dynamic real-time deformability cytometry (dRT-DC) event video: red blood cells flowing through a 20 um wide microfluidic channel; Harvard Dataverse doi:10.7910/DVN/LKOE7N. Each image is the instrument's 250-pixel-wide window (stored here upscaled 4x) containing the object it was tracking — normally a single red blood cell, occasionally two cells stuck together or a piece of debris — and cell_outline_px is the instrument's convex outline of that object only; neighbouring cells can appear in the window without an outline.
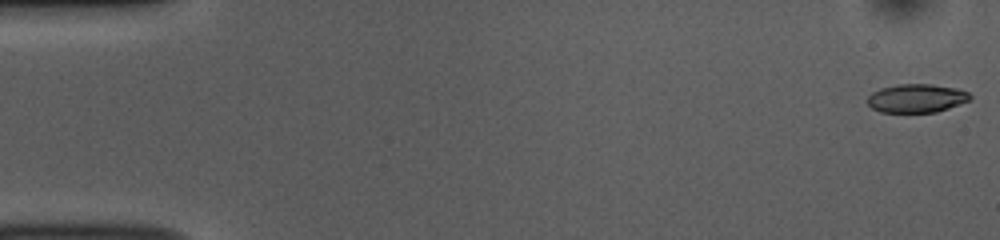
{"species": "common noctule bat (a hibernating species)", "species_latin": "Nyctalus noctula", "temperature_condition": "room temperature", "stored_images_in_passage": 53, "camera_frame_rate_fps": 3000, "um_per_image_px": 0.085, "animal": {"sex": "female", "body_mass_g": 10.0, "forearm_length_mm": 53.1}, "frame": {"image": 1, "passage_image": 1, "time_ms": 0.0, "image_size_px": [1000, 240], "cell_outline_px": [[972, 100], [936, 112], [880, 112], [872, 108], [868, 104], [868, 96], [872, 92], [880, 88], [900, 84], [932, 84], [952, 88], [968, 92], [972, 96]], "centroid_in_image_um": [77.9, 8.35], "position_along_channel_um": 7.1, "area_um2": 16.99}}
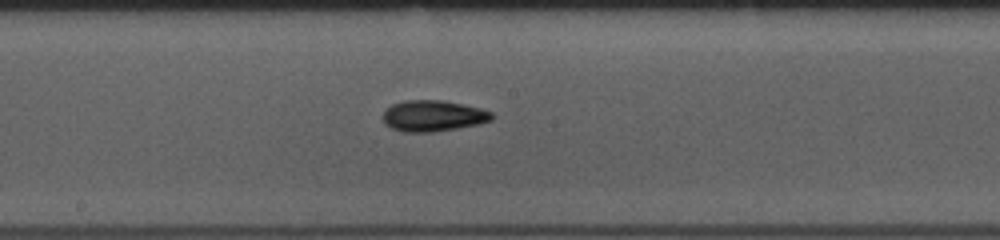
{"frame": {"image": 2, "passage_image": 28, "time_ms": 9.0, "image_size_px": [1000, 240], "cell_outline_px": [[492, 120], [480, 124], [432, 132], [404, 132], [392, 128], [384, 124], [384, 112], [392, 104], [404, 100], [444, 100], [480, 108], [492, 112]], "centroid_in_image_um": [36.82, 9.84], "position_along_channel_um": 211.4, "area_um2": 19.65}}
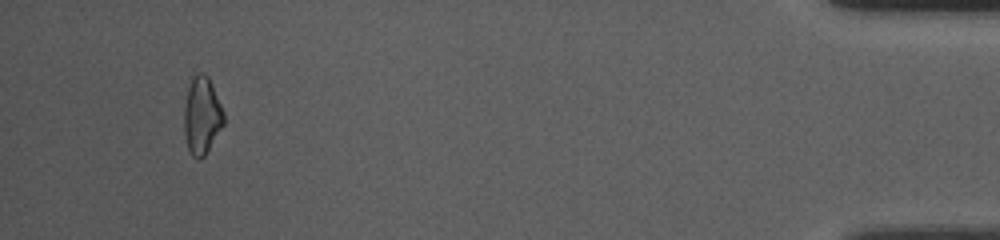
{"frame": {"image": 3, "passage_image": 50, "time_ms": 16.333, "image_size_px": [1000, 240], "cell_outline_px": [[224, 124], [204, 156], [200, 160], [196, 160], [188, 152], [184, 136], [184, 108], [188, 88], [192, 76], [196, 72], [204, 72], [208, 76], [224, 112]], "centroid_in_image_um": [17.14, 9.84], "position_along_channel_um": 418.1, "area_um2": 18.09}, "authors_computed_cell_mechanics": {"area_um2": 18.2648, "velocity_mm_per_s": 3.7976, "shape_relaxation_time_tau1_ms": 4.0455, "shape_relaxation_time_tau2_ms": 5.8195, "deformation_change_tau1": 0.11, "deformation_change_tau2": 0.1355}}